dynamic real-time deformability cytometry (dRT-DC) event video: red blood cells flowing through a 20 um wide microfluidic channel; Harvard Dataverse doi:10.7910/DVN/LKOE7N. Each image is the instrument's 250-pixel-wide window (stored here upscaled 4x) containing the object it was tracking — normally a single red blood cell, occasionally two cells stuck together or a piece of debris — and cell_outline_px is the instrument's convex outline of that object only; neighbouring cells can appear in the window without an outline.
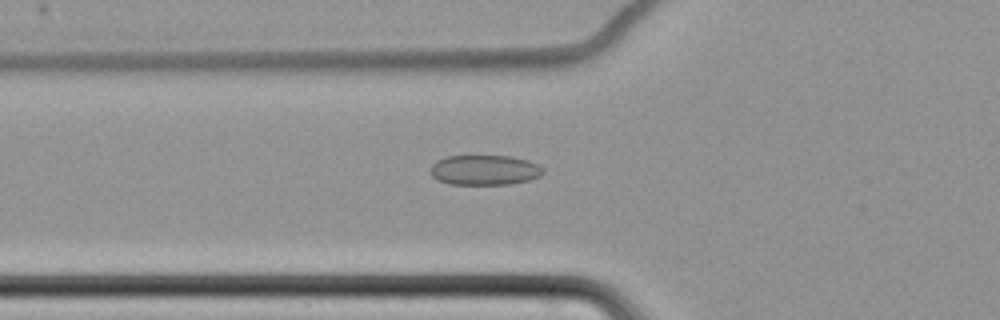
{"species": "common noctule bat (a hibernating species)", "species_latin": "Nyctalus noctula", "temperature_condition": "cold", "stored_images_in_passage": 62, "camera_frame_rate_fps": 3000, "um_per_image_px": 0.085, "animal": {"sex": "female", "body_mass_g": 22.7, "forearm_length_mm": 54.2}, "frame": {"image": 1, "passage_image": 25, "time_ms": 8.0, "image_size_px": [1000, 320], "cell_outline_px": [[544, 172], [540, 176], [528, 180], [508, 184], [448, 184], [436, 180], [432, 176], [432, 164], [436, 160], [448, 156], [512, 156], [528, 160], [540, 164], [544, 168]], "centroid_in_image_um": [41.21, 14.45], "position_along_channel_um": 84.6, "area_um2": 19.83}}
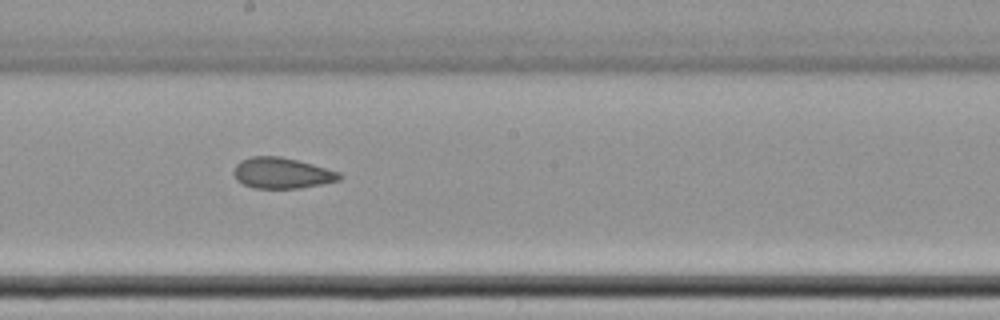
{"frame": {"image": 2, "passage_image": 37, "time_ms": 12.0, "image_size_px": [1000, 320], "cell_outline_px": [[344, 176], [340, 180], [300, 188], [252, 188], [236, 180], [232, 172], [236, 164], [240, 160], [252, 156], [280, 156], [312, 164], [340, 172]], "centroid_in_image_um": [23.94, 14.71], "position_along_channel_um": 224.3, "area_um2": 19.07}}
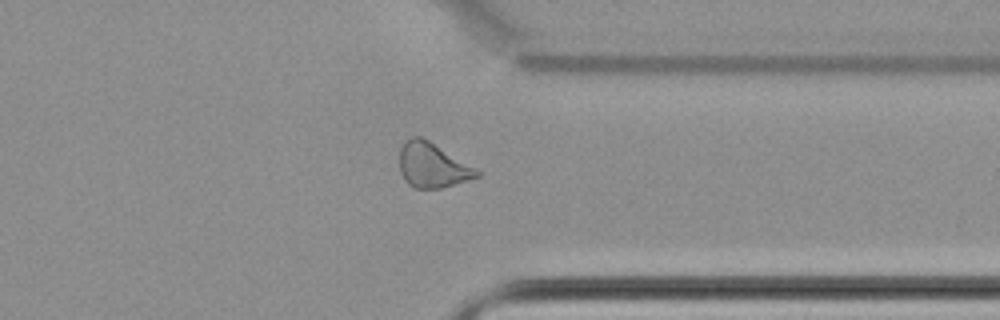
{"frame": {"image": 3, "passage_image": 50, "time_ms": 16.333, "image_size_px": [1000, 320], "cell_outline_px": [[480, 176], [468, 180], [440, 188], [416, 188], [408, 184], [404, 180], [400, 172], [400, 148], [404, 140], [412, 136], [420, 136], [428, 140], [480, 172]], "centroid_in_image_um": [36.69, 14.05], "position_along_channel_um": 374.7, "area_um2": 19.77}, "authors_computed_cell_mechanics": {"area_um2": 21.386, "velocity_mm_per_s": 3.4895, "shape_relaxation_time_tau1_ms": null, "shape_relaxation_time_tau2_ms": 3.2051, "deformation_change_tau1": null, "deformation_change_tau2": 0.0822}}